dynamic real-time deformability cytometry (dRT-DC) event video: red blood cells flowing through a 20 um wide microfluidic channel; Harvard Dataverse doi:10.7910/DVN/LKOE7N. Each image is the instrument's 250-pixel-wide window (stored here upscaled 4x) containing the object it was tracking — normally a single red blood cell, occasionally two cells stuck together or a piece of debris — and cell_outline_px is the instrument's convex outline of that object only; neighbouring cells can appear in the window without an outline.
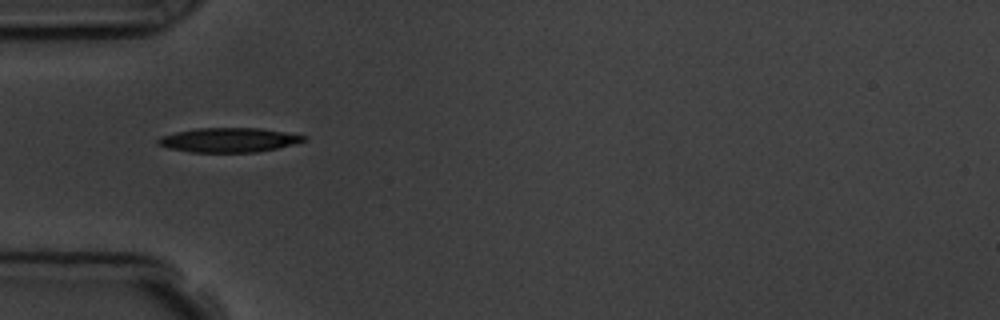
{"species": "common noctule bat (a hibernating species)", "species_latin": "Nyctalus noctula", "temperature_condition": "room temperature", "stored_images_in_passage": 3, "camera_frame_rate_fps": 3000, "um_per_image_px": 0.085, "animal": {"sex": "male", "body_mass_g": 19.5, "forearm_length_mm": 54.6}, "frame": {"image": 1, "passage_image": 1, "time_ms": 0.0, "image_size_px": [1000, 320], "cell_outline_px": [[308, 140], [276, 148], [256, 152], [188, 152], [168, 148], [156, 144], [156, 140], [160, 136], [176, 132], [196, 128], [260, 128], [308, 136]], "centroid_in_image_um": [19.41, 11.9], "position_along_channel_um": 65.6, "area_um2": 20.75}}